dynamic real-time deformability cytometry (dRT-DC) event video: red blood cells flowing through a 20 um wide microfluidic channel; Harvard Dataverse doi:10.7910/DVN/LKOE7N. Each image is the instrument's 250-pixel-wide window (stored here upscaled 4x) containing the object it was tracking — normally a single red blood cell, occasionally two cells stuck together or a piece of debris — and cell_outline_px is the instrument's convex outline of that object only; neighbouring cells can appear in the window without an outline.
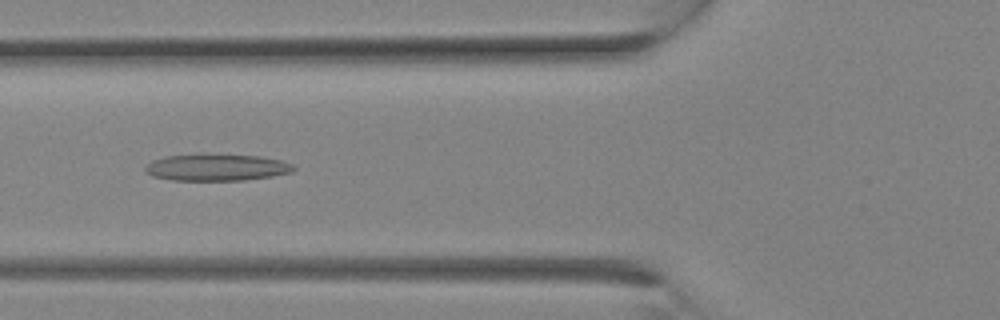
{"species": "Egyptian fruit bat (a non-hibernating species)", "species_latin": "Rousettus aegyptiacus", "temperature_condition": "room temperature", "stored_images_in_passage": 9, "camera_frame_rate_fps": 3000, "um_per_image_px": 0.085, "animal": {"sex": "female"}, "frame": {"image": 1, "passage_image": 6, "time_ms": 1.667, "image_size_px": [1000, 320], "cell_outline_px": [[296, 168], [292, 172], [272, 176], [244, 180], [172, 180], [152, 176], [144, 172], [144, 168], [152, 160], [164, 156], [260, 156], [280, 160], [292, 164]], "centroid_in_image_um": [18.41, 14.26], "position_along_channel_um": 107.4, "area_um2": 22.43}}
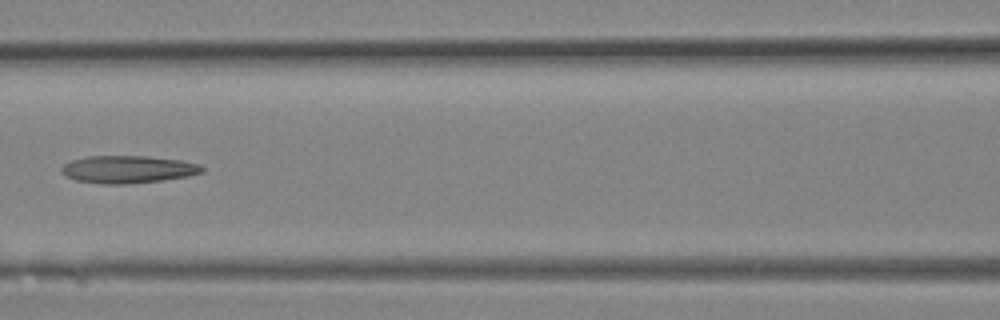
{"frame": {"image": 2, "passage_image": 8, "time_ms": 2.333, "image_size_px": [1000, 320], "cell_outline_px": [[204, 172], [188, 176], [160, 180], [128, 184], [100, 184], [76, 180], [64, 176], [60, 172], [60, 168], [64, 164], [72, 160], [84, 156], [148, 156], [180, 160], [200, 164], [204, 168]], "centroid_in_image_um": [10.84, 14.39], "position_along_channel_um": 155.8, "area_um2": 22.72}}